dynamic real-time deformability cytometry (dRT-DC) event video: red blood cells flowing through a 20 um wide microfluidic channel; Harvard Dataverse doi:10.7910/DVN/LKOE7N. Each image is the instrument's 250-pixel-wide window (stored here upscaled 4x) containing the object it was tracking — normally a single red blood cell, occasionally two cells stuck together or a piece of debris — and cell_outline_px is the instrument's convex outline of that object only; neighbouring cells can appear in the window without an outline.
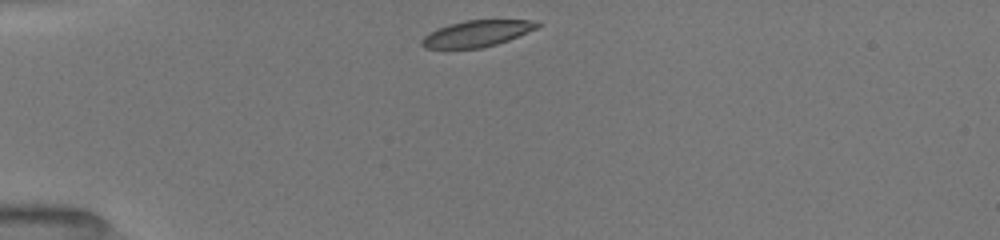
{"species": "common noctule bat (a hibernating species)", "species_latin": "Nyctalus noctula", "temperature_condition": "room temperature", "stored_images_in_passage": 39, "camera_frame_rate_fps": 3000, "um_per_image_px": 0.085, "animal": {"sex": "female", "body_mass_g": 19.5, "forearm_length_mm": 54.1}, "frame": {"image": 1, "passage_image": 1, "time_ms": 0.0, "image_size_px": [1000, 240], "cell_outline_px": [[540, 24], [536, 28], [508, 40], [496, 44], [480, 48], [424, 48], [420, 44], [420, 40], [424, 36], [448, 24], [464, 20], [532, 20]], "centroid_in_image_um": [40.5, 2.85], "position_along_channel_um": 44.5, "area_um2": 17.4}}
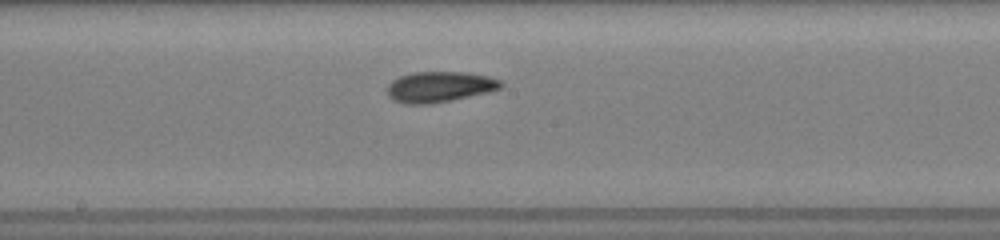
{"frame": {"image": 2, "passage_image": 16, "time_ms": 5.0, "image_size_px": [1000, 240], "cell_outline_px": [[504, 84], [500, 88], [488, 92], [452, 100], [432, 104], [404, 104], [392, 100], [388, 96], [388, 84], [392, 80], [400, 76], [412, 72], [464, 72], [488, 76], [500, 80]], "centroid_in_image_um": [37.34, 7.39], "position_along_channel_um": 210.9, "area_um2": 20.4}}
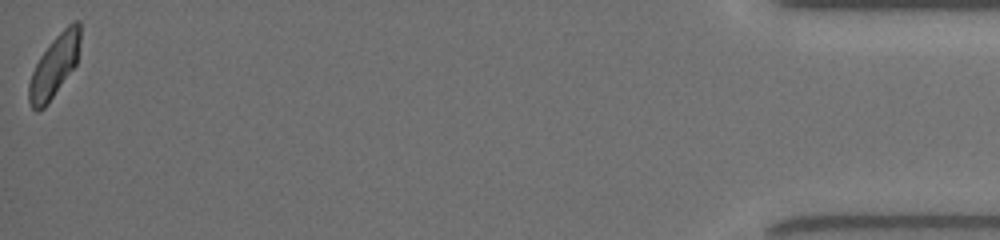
{"frame": {"image": 3, "passage_image": 39, "time_ms": 12.667, "image_size_px": [1000, 240], "cell_outline_px": [[80, 40], [76, 64], [48, 104], [44, 108], [36, 112], [32, 108], [28, 100], [28, 84], [32, 72], [40, 56], [52, 40], [68, 24], [76, 20], [80, 20]], "centroid_in_image_um": [4.61, 5.63], "position_along_channel_um": 430.6, "area_um2": 18.44}, "authors_computed_cell_mechanics": {"area_um2": 19.363, "velocity_mm_per_s": 3.9847, "shape_relaxation_time_tau1_ms": 3.5153, "shape_relaxation_time_tau2_ms": 1.0894, "deformation_change_tau1": 0.1346, "deformation_change_tau2": 0.0572}}